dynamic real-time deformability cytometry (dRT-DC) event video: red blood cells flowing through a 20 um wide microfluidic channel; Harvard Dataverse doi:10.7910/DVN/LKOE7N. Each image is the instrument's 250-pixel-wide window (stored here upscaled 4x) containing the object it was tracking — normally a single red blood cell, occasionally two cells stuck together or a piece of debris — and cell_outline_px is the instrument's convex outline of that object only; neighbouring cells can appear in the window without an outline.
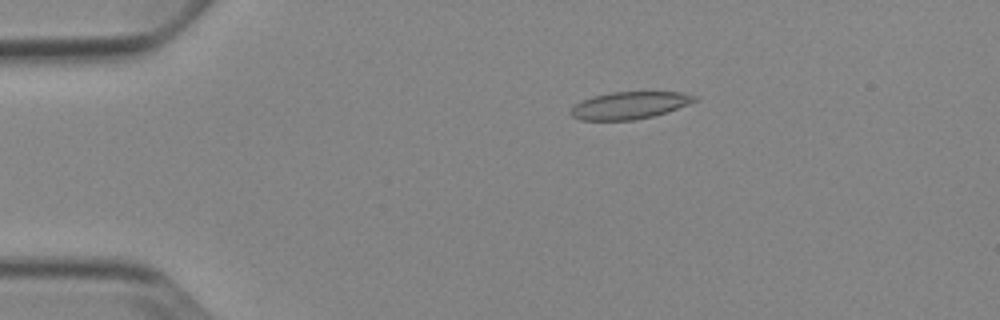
{"species": "Egyptian fruit bat (a non-hibernating species)", "species_latin": "Rousettus aegyptiacus", "temperature_condition": "cold", "stored_images_in_passage": 53, "camera_frame_rate_fps": 3000, "um_per_image_px": 0.085, "animal": {"sex": "female"}, "frame": {"image": 1, "passage_image": 11, "time_ms": 3.333, "image_size_px": [1000, 320], "cell_outline_px": [[700, 100], [652, 116], [636, 120], [580, 120], [572, 116], [568, 112], [576, 104], [592, 96], [612, 92], [680, 92], [700, 96]], "centroid_in_image_um": [53.53, 8.95], "position_along_channel_um": 31.5, "area_um2": 19.59}}
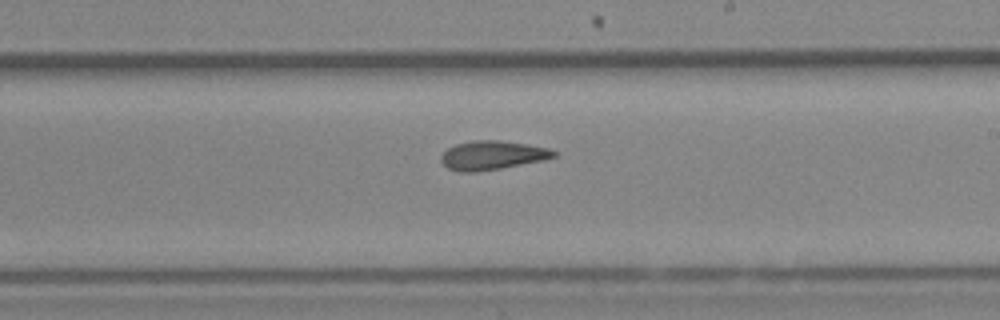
{"frame": {"image": 2, "passage_image": 32, "time_ms": 10.333, "image_size_px": [1000, 320], "cell_outline_px": [[556, 156], [544, 160], [500, 168], [476, 172], [460, 172], [448, 168], [440, 160], [440, 156], [448, 148], [456, 144], [472, 140], [500, 140], [528, 144], [548, 148], [556, 152]], "centroid_in_image_um": [41.83, 13.19], "position_along_channel_um": 247.2, "area_um2": 18.96}}
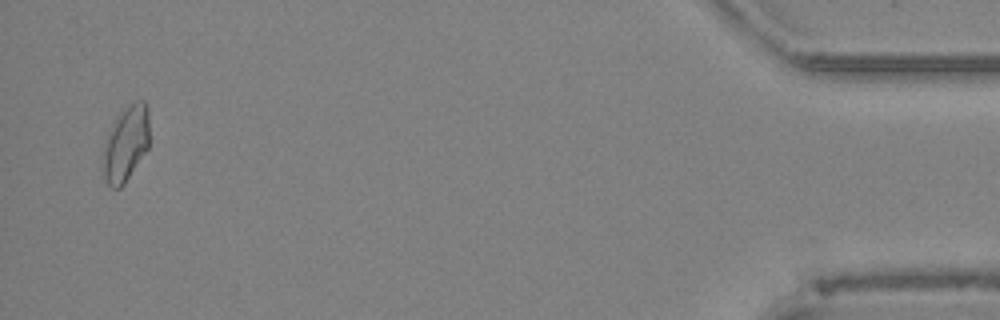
{"frame": {"image": 3, "passage_image": 52, "time_ms": 17.0, "image_size_px": [1000, 320], "cell_outline_px": [[148, 148], [124, 184], [120, 188], [112, 188], [100, 176], [104, 148], [112, 124], [120, 112], [124, 108], [136, 100], [144, 100], [148, 112]], "centroid_in_image_um": [10.67, 12.26], "position_along_channel_um": 424.5, "area_um2": 20.4}, "authors_computed_cell_mechanics": {"area_um2": 19.2474, "velocity_mm_per_s": 3.8552, "shape_relaxation_time_tau1_ms": null, "shape_relaxation_time_tau2_ms": 4.3601, "deformation_change_tau1": null, "deformation_change_tau2": 0.1157}}